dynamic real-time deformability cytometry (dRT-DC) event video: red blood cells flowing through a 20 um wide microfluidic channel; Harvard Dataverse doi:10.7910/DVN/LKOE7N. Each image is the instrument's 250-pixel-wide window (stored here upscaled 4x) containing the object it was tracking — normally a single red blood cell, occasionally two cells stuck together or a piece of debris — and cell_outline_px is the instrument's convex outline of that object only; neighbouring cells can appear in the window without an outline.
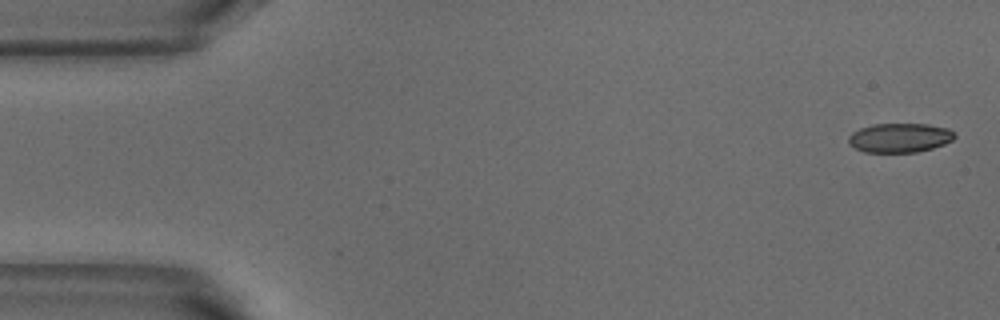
{"species": "common noctule bat (a hibernating species)", "species_latin": "Nyctalus noctula", "temperature_condition": "warm", "stored_images_in_passage": 5, "camera_frame_rate_fps": 3000, "um_per_image_px": 0.085, "animal": {"sex": "male", "body_mass_g": 18.8}, "frame": {"image": 1, "passage_image": 1, "time_ms": 0.0, "image_size_px": [1000, 320], "cell_outline_px": [[956, 136], [952, 140], [944, 144], [932, 148], [916, 152], [864, 152], [848, 144], [848, 136], [852, 132], [860, 128], [872, 124], [928, 124], [948, 128]], "centroid_in_image_um": [76.45, 11.71], "position_along_channel_um": 8.6, "area_um2": 18.09}}